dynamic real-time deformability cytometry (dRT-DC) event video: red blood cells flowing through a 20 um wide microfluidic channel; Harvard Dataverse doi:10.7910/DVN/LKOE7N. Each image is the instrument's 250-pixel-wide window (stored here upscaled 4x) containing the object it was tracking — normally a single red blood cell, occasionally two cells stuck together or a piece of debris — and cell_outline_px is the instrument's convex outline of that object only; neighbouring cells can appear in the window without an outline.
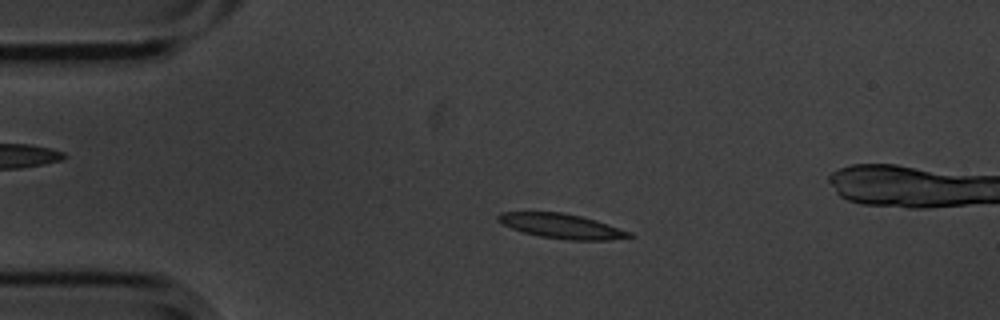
{"species": "common noctule bat (a hibernating species)", "species_latin": "Nyctalus noctula", "temperature_condition": "cold", "stored_images_in_passage": 58, "camera_frame_rate_fps": 3000, "um_per_image_px": 0.085, "animal": {"sex": "male", "body_mass_g": 20.1, "forearm_length_mm": 53.5}, "frame": {"image": 1, "passage_image": 12, "time_ms": 3.667, "image_size_px": [1000, 320], "cell_outline_px": [[636, 236], [608, 240], [568, 240], [540, 236], [524, 232], [512, 228], [496, 220], [496, 216], [500, 212], [564, 212], [596, 220], [632, 232]], "centroid_in_image_um": [47.76, 19.21], "position_along_channel_um": 37.2, "area_um2": 18.84}}
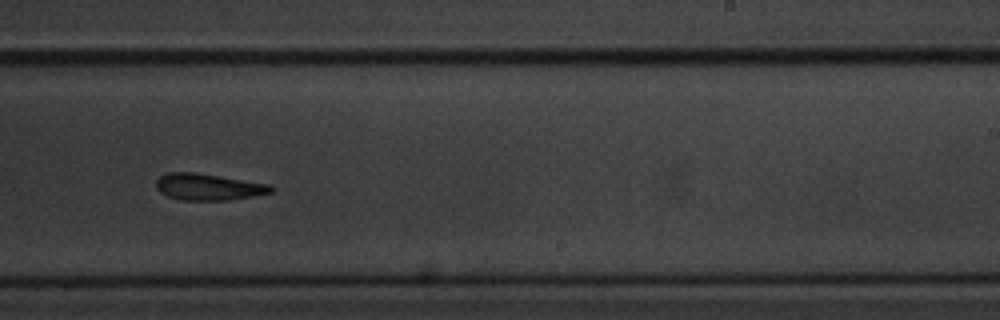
{"frame": {"image": 2, "passage_image": 35, "time_ms": 11.333, "image_size_px": [1000, 320], "cell_outline_px": [[272, 192], [252, 196], [228, 200], [180, 200], [168, 196], [160, 192], [156, 188], [156, 180], [160, 176], [168, 172], [196, 172], [272, 184]], "centroid_in_image_um": [17.7, 15.88], "position_along_channel_um": 271.3, "area_um2": 17.86}}
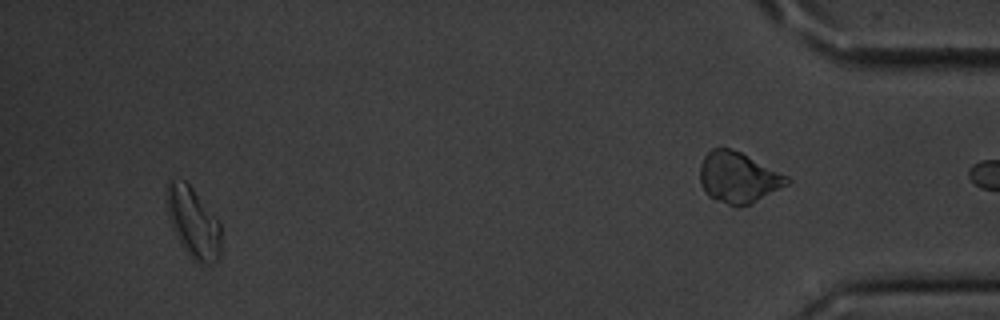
{"frame": {"image": 3, "passage_image": 54, "time_ms": 17.667, "image_size_px": [1000, 320], "cell_outline_px": [[220, 256], [212, 264], [196, 264], [192, 260], [180, 244], [172, 228], [168, 216], [168, 180], [184, 180], [192, 188], [220, 220]], "centroid_in_image_um": [16.46, 18.98], "position_along_channel_um": 418.7, "area_um2": 22.31}}